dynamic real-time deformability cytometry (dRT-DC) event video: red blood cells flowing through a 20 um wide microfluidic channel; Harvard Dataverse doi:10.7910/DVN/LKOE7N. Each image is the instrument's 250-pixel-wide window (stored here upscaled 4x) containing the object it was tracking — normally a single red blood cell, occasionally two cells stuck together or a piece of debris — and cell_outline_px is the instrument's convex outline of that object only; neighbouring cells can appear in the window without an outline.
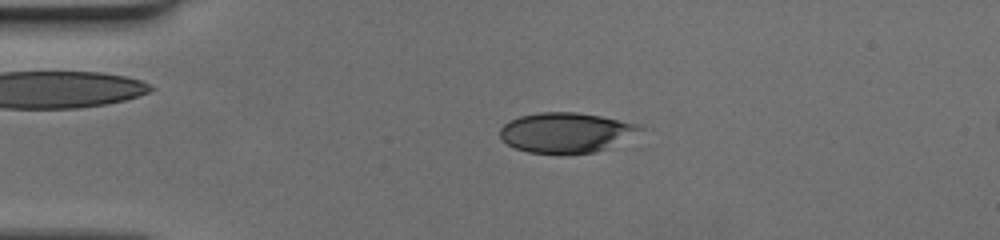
{"species": "human", "species_latin": "Homo sapiens", "temperature_condition": "cold", "stored_images_in_passage": 42, "camera_frame_rate_fps": 3000, "um_per_image_px": 0.085, "donor": {"sex": "female"}, "frame": {"image": 1, "passage_image": 2, "time_ms": 0.333, "image_size_px": [1000, 240], "cell_outline_px": [[644, 128], [612, 148], [596, 152], [528, 152], [516, 148], [500, 140], [500, 128], [508, 120], [520, 116], [540, 112], [576, 112], [600, 116], [644, 124]], "centroid_in_image_um": [48.14, 11.25], "position_along_channel_um": 36.9, "area_um2": 32.66}}
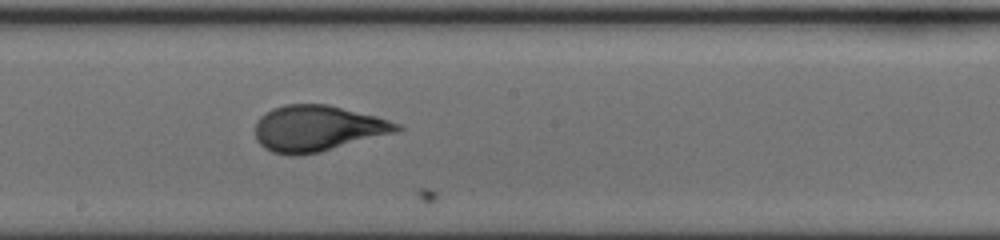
{"frame": {"image": 2, "passage_image": 19, "time_ms": 6.0, "image_size_px": [1000, 240], "cell_outline_px": [[404, 128], [396, 132], [320, 152], [296, 156], [292, 156], [272, 152], [264, 148], [256, 140], [256, 124], [260, 116], [272, 108], [284, 104], [328, 104], [376, 116], [400, 124]], "centroid_in_image_um": [26.97, 10.91], "position_along_channel_um": 221.2, "area_um2": 37.92}}
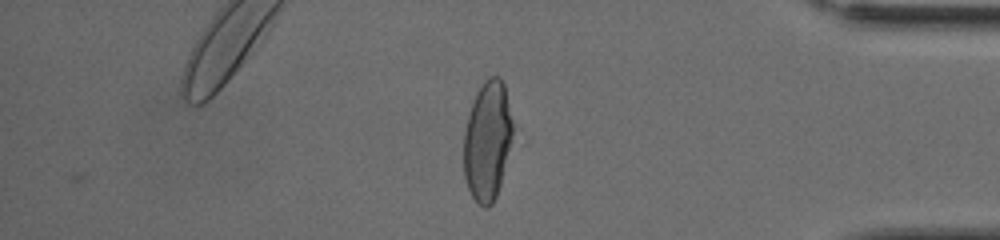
{"frame": {"image": 3, "passage_image": 34, "time_ms": 11.0, "image_size_px": [1000, 240], "cell_outline_px": [[512, 132], [500, 184], [496, 196], [492, 204], [488, 208], [484, 208], [472, 196], [468, 188], [464, 176], [464, 132], [472, 100], [476, 92], [484, 80], [488, 76], [500, 76], [504, 84], [512, 120]], "centroid_in_image_um": [41.4, 11.93], "position_along_channel_um": 393.8, "area_um2": 33.76}}